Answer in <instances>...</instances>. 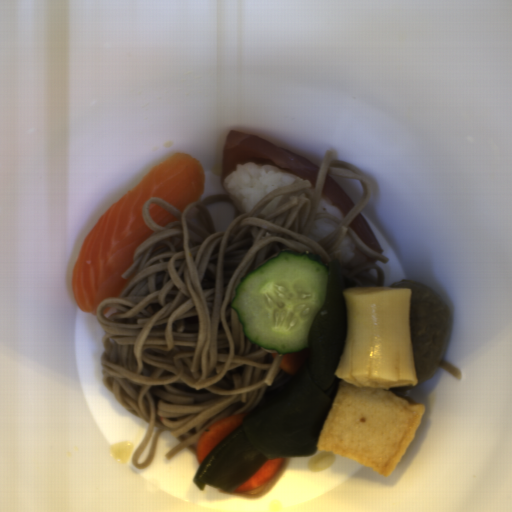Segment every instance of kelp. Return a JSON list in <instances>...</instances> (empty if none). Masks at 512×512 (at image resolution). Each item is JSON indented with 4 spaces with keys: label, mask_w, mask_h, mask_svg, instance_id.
Masks as SVG:
<instances>
[{
    "label": "kelp",
    "mask_w": 512,
    "mask_h": 512,
    "mask_svg": "<svg viewBox=\"0 0 512 512\" xmlns=\"http://www.w3.org/2000/svg\"><path fill=\"white\" fill-rule=\"evenodd\" d=\"M347 289L339 260L328 262L325 303L315 315L308 356L294 378L260 399L202 461L193 477L232 493L274 458L309 457L317 452L325 421L338 394L335 372L348 333Z\"/></svg>",
    "instance_id": "obj_1"
}]
</instances>
